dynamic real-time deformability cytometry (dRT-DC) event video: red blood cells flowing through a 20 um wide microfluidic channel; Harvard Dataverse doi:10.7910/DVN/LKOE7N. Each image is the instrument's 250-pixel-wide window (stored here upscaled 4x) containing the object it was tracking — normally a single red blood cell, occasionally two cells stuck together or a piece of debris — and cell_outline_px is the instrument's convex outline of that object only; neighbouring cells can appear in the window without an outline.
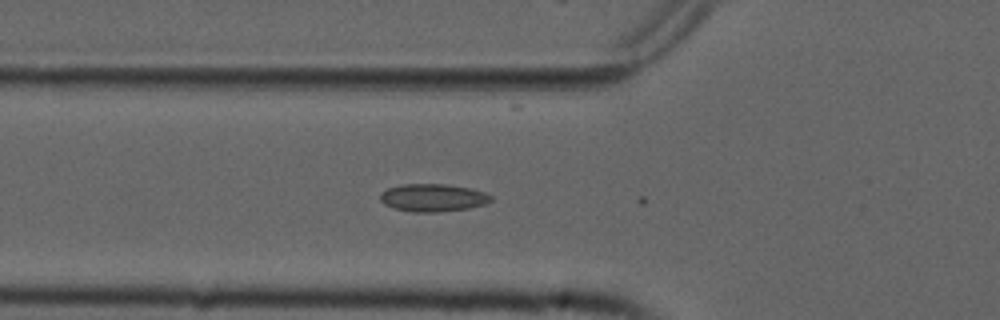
{"species": "common noctule bat (a hibernating species)", "species_latin": "Nyctalus noctula", "temperature_condition": "cold", "stored_images_in_passage": 4, "camera_frame_rate_fps": 3000, "um_per_image_px": 0.085, "animal": {"sex": "male", "forearm_length_mm": 52.5}, "frame": {"image": 1, "passage_image": 2, "time_ms": 0.333, "image_size_px": [1000, 320], "cell_outline_px": [[492, 200], [484, 204], [468, 208], [440, 212], [412, 212], [392, 208], [384, 204], [380, 200], [380, 192], [388, 188], [404, 184], [444, 184], [472, 188], [484, 192], [492, 196]], "centroid_in_image_um": [36.78, 16.81], "position_along_channel_um": 89.0, "area_um2": 17.98}}